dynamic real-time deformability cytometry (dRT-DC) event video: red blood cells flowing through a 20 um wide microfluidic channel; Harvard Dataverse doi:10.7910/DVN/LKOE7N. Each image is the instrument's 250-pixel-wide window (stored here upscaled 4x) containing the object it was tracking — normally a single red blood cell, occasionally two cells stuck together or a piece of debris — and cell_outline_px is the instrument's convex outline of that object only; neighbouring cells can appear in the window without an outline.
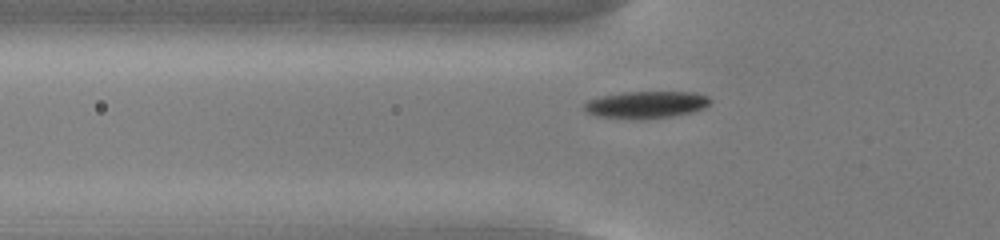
{"species": "common noctule bat (a hibernating species)", "species_latin": "Nyctalus noctula", "temperature_condition": "cold", "stored_images_in_passage": 39, "camera_frame_rate_fps": 3000, "um_per_image_px": 0.085, "animal": {"sex": "male", "body_mass_g": 13.0, "forearm_length_mm": 53.1}, "frame": {"image": 1, "passage_image": 3, "time_ms": 0.667, "image_size_px": [1000, 240], "cell_outline_px": [[712, 100], [704, 108], [692, 112], [672, 116], [640, 120], [636, 120], [596, 116], [584, 112], [584, 104], [588, 100], [604, 96], [628, 92], [692, 92], [708, 96]], "centroid_in_image_um": [54.91, 8.92], "position_along_channel_um": 70.9, "area_um2": 19.94}}
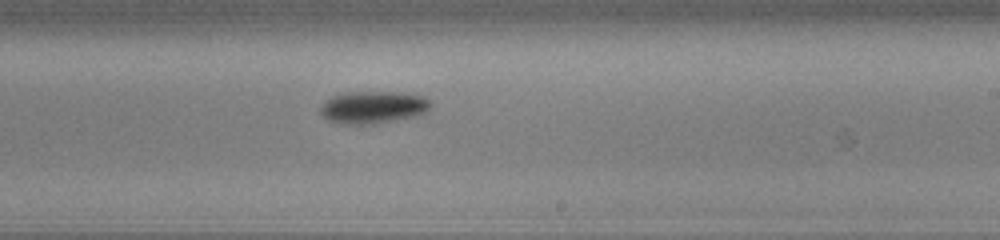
{"frame": {"image": 2, "passage_image": 18, "time_ms": 5.667, "image_size_px": [1000, 240], "cell_outline_px": [[432, 104], [424, 112], [416, 116], [376, 124], [344, 124], [328, 120], [320, 112], [320, 104], [324, 100], [332, 96], [344, 92], [404, 92], [420, 96], [428, 100]], "centroid_in_image_um": [31.66, 9.11], "position_along_channel_um": 257.3, "area_um2": 20.87}}
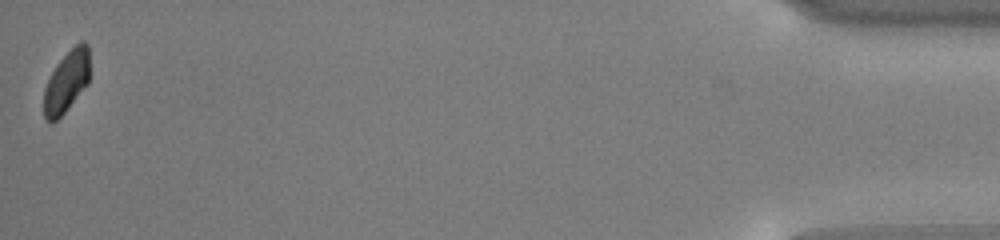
{"frame": {"image": 3, "passage_image": 39, "time_ms": 12.667, "image_size_px": [1000, 240], "cell_outline_px": [[88, 84], [64, 112], [56, 120], [48, 124], [44, 120], [44, 88], [56, 64], [80, 40], [84, 40], [88, 44]], "centroid_in_image_um": [5.64, 6.95], "position_along_channel_um": 429.6, "area_um2": 16.3}, "authors_computed_cell_mechanics": {"area_um2": 19.7098, "velocity_mm_per_s": 3.7474, "shape_relaxation_time_tau1_ms": 3.7711, "shape_relaxation_time_tau2_ms": null, "deformation_change_tau1": 0.1124, "deformation_change_tau2": null}}